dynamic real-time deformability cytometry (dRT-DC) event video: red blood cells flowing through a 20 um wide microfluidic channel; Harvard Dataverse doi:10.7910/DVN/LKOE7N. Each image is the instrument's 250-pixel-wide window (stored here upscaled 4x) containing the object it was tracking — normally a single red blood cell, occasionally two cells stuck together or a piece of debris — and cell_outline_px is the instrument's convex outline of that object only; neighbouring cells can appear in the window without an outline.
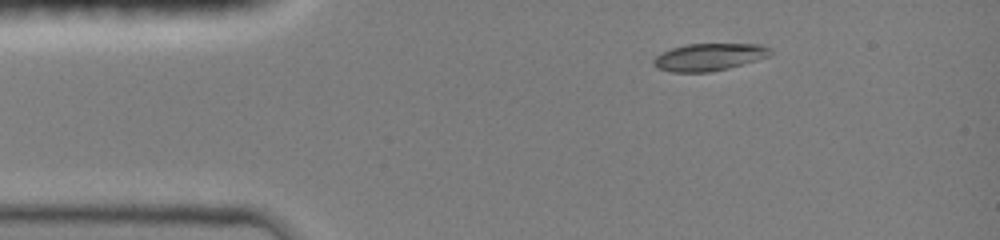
{"species": "common noctule bat (a hibernating species)", "species_latin": "Nyctalus noctula", "temperature_condition": "room temperature", "stored_images_in_passage": 33, "camera_frame_rate_fps": 3000, "um_per_image_px": 0.085, "animal": {"sex": "female", "body_mass_g": 19.0, "forearm_length_mm": 51.5}, "frame": {"image": 1, "passage_image": 1, "time_ms": 0.0, "image_size_px": [1000, 240], "cell_outline_px": [[772, 52], [768, 56], [756, 60], [728, 68], [708, 72], [672, 72], [656, 68], [652, 64], [652, 60], [656, 56], [672, 48], [688, 44], [760, 44], [768, 48]], "centroid_in_image_um": [60.23, 4.85], "position_along_channel_um": 24.8, "area_um2": 18.38}}
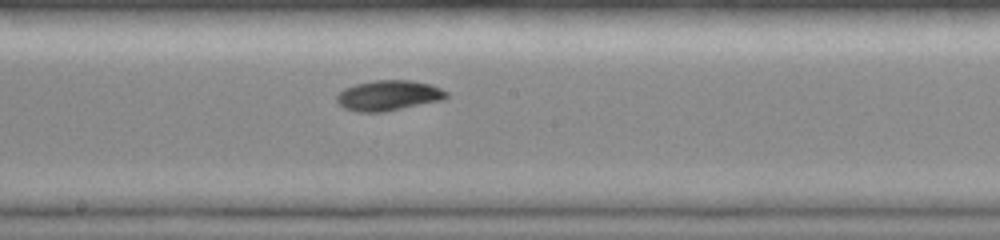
{"frame": {"image": 2, "passage_image": 19, "time_ms": 6.0, "image_size_px": [1000, 240], "cell_outline_px": [[448, 96], [444, 100], [384, 112], [356, 112], [344, 108], [336, 100], [336, 96], [344, 88], [356, 84], [372, 80], [412, 80], [432, 84], [448, 92]], "centroid_in_image_um": [33.05, 8.11], "position_along_channel_um": 215.2, "area_um2": 19.59}}
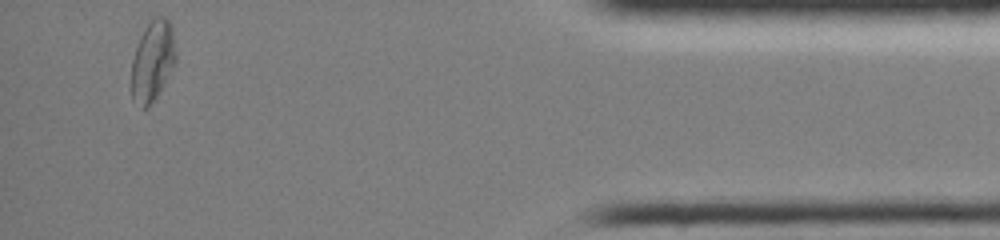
{"frame": {"image": 3, "passage_image": 33, "time_ms": 10.667, "image_size_px": [1000, 240], "cell_outline_px": [[176, 64], [160, 92], [148, 108], [140, 108], [132, 100], [128, 88], [132, 60], [140, 36], [148, 20], [152, 16], [164, 16], [172, 24], [176, 52]], "centroid_in_image_um": [12.94, 5.21], "position_along_channel_um": 422.3, "area_um2": 21.96}, "authors_computed_cell_mechanics": {"area_um2": 18.6116, "velocity_mm_per_s": 4.0558, "shape_relaxation_time_tau1_ms": 4.5628, "shape_relaxation_time_tau2_ms": 4.9082, "deformation_change_tau1": 0.1694, "deformation_change_tau2": 0.0595}}